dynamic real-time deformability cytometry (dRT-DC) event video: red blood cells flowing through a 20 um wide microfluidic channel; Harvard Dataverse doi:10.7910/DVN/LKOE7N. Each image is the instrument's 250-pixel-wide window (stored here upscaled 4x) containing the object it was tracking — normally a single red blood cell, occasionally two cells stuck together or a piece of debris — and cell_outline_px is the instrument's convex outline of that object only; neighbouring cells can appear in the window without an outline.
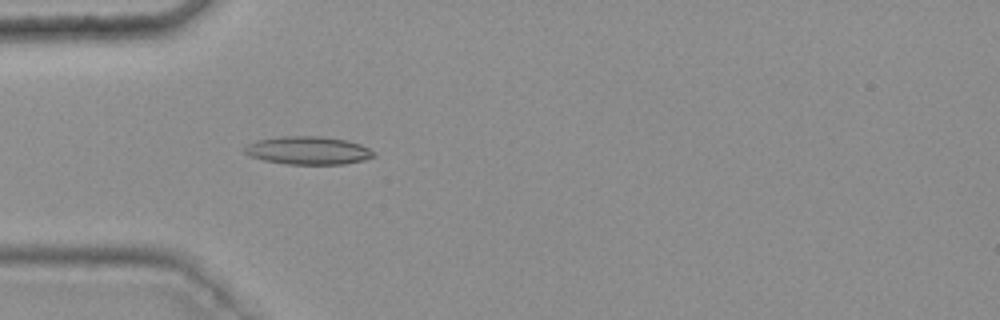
{"species": "common noctule bat (a hibernating species)", "species_latin": "Nyctalus noctula", "temperature_condition": "warm", "stored_images_in_passage": 32, "camera_frame_rate_fps": 3000, "um_per_image_px": 0.085, "animal": {"sex": "female", "body_mass_g": 25.1}, "frame": {"image": 1, "passage_image": 1, "time_ms": 0.0, "image_size_px": [1000, 320], "cell_outline_px": [[376, 156], [364, 160], [344, 164], [284, 164], [264, 160], [248, 156], [244, 152], [244, 148], [248, 144], [256, 140], [280, 136], [320, 136], [348, 140], [360, 144], [376, 152]], "centroid_in_image_um": [26.19, 12.79], "position_along_channel_um": 58.8, "area_um2": 21.33}}
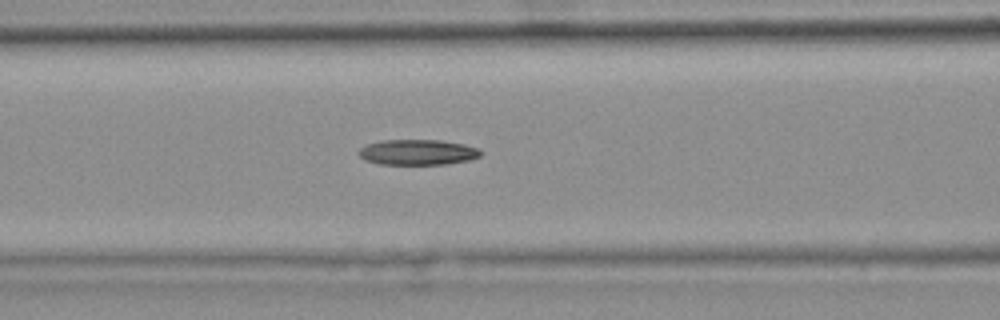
{"frame": {"image": 2, "passage_image": 7, "time_ms": 2.0, "image_size_px": [1000, 320], "cell_outline_px": [[484, 152], [480, 156], [468, 160], [444, 164], [380, 164], [364, 160], [356, 152], [360, 148], [368, 144], [380, 140], [440, 140], [464, 144], [476, 148]], "centroid_in_image_um": [35.47, 12.93], "position_along_channel_um": 131.1, "area_um2": 18.09}}
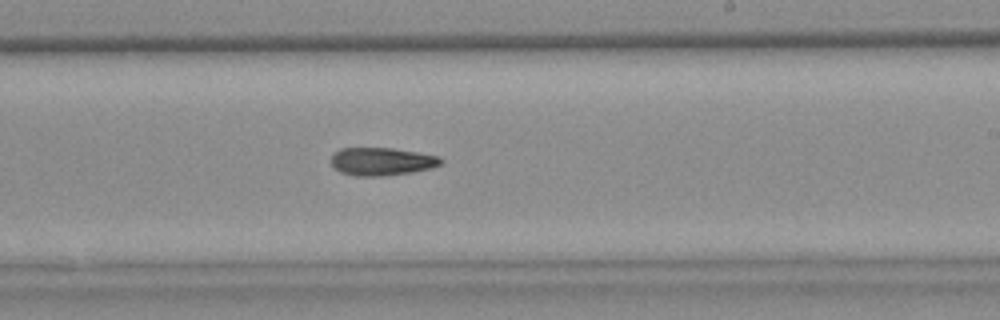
{"frame": {"image": 3, "passage_image": 17, "time_ms": 5.333, "image_size_px": [1000, 320], "cell_outline_px": [[444, 160], [440, 164], [432, 168], [412, 172], [384, 176], [352, 176], [340, 172], [332, 168], [328, 160], [340, 148], [392, 148], [440, 156]], "centroid_in_image_um": [32.4, 13.73], "position_along_channel_um": 256.6, "area_um2": 18.15}}